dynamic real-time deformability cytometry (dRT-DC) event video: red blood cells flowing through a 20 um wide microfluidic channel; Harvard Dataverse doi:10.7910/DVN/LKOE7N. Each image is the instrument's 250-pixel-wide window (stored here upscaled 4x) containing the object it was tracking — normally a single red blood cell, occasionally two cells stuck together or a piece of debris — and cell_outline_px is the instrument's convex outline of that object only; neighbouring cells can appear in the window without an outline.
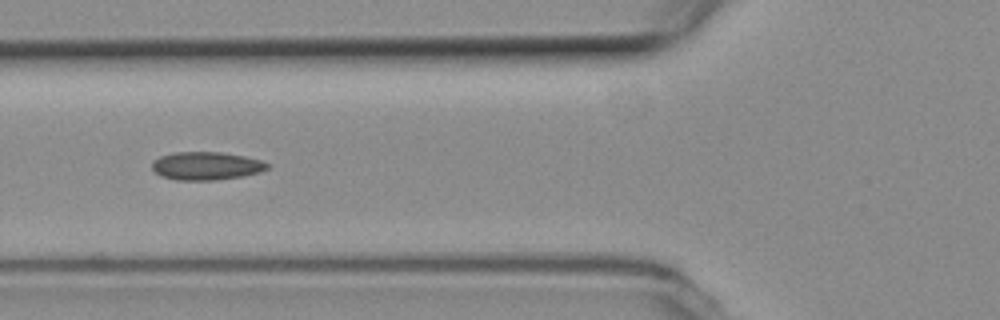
{"species": "common noctule bat (a hibernating species)", "species_latin": "Nyctalus noctula", "temperature_condition": "room temperature", "stored_images_in_passage": 26, "camera_frame_rate_fps": 3000, "um_per_image_px": 0.085, "animal": {"sex": "female", "body_mass_g": 19.3, "forearm_length_mm": 54.1}, "frame": {"image": 1, "passage_image": 8, "time_ms": 2.333, "image_size_px": [1000, 320], "cell_outline_px": [[268, 168], [260, 172], [244, 176], [216, 180], [176, 180], [160, 176], [152, 168], [152, 160], [160, 156], [176, 152], [220, 152], [244, 156], [260, 160], [268, 164]], "centroid_in_image_um": [17.51, 14.1], "position_along_channel_um": 108.3, "area_um2": 18.9}}